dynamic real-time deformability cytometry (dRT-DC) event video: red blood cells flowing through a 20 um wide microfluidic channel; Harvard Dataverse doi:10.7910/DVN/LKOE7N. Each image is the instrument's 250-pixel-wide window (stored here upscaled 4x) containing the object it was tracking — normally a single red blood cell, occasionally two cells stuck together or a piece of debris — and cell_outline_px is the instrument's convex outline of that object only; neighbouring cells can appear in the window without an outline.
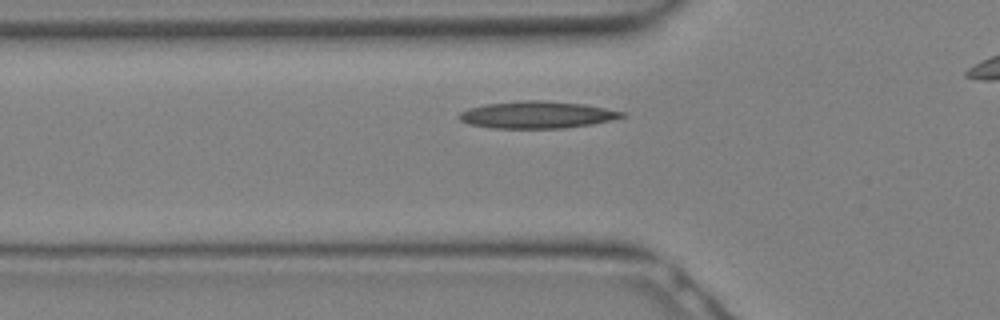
{"species": "Egyptian fruit bat (a non-hibernating species)", "species_latin": "Rousettus aegyptiacus", "temperature_condition": "warm", "stored_images_in_passage": 10, "camera_frame_rate_fps": 3000, "um_per_image_px": 0.085, "animal": {"sex": "female"}, "frame": {"image": 1, "passage_image": 2, "time_ms": 0.333, "image_size_px": [1000, 320], "cell_outline_px": [[624, 116], [612, 120], [592, 124], [564, 128], [496, 128], [468, 124], [460, 120], [460, 112], [468, 108], [484, 104], [520, 100], [544, 100], [584, 104], [624, 112]], "centroid_in_image_um": [45.62, 9.75], "position_along_channel_um": 80.2, "area_um2": 25.61}}
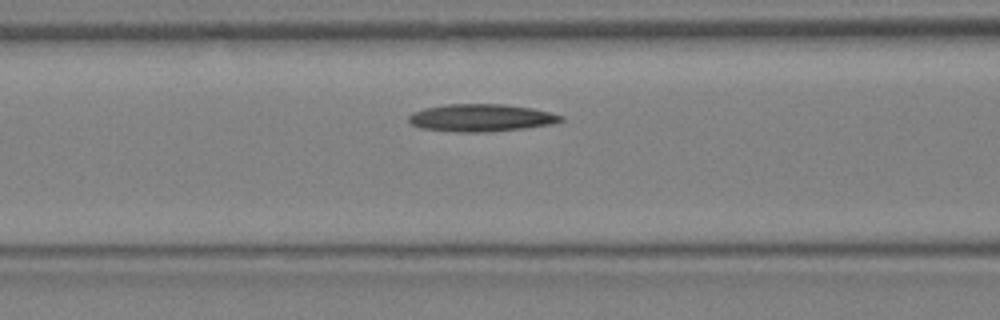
{"frame": {"image": 2, "passage_image": 4, "time_ms": 1.0, "image_size_px": [1000, 320], "cell_outline_px": [[564, 120], [552, 124], [524, 128], [480, 132], [456, 132], [420, 128], [412, 124], [408, 120], [408, 116], [412, 112], [424, 108], [444, 104], [504, 104], [532, 108], [564, 116]], "centroid_in_image_um": [40.86, 10.01], "position_along_channel_um": 125.7, "area_um2": 24.33}}
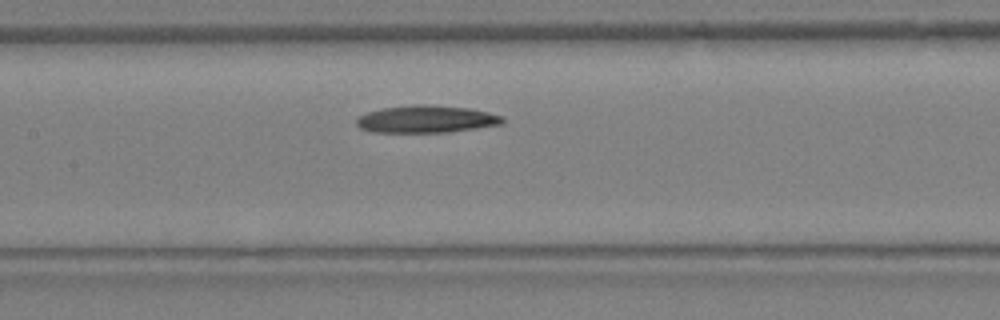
{"frame": {"image": 3, "passage_image": 6, "time_ms": 1.667, "image_size_px": [1000, 320], "cell_outline_px": [[504, 124], [476, 128], [444, 132], [372, 132], [360, 128], [356, 124], [356, 120], [360, 116], [368, 112], [380, 108], [412, 104], [424, 104], [468, 108], [488, 112], [504, 116]], "centroid_in_image_um": [36.24, 10.12], "position_along_channel_um": 171.2, "area_um2": 23.29}}